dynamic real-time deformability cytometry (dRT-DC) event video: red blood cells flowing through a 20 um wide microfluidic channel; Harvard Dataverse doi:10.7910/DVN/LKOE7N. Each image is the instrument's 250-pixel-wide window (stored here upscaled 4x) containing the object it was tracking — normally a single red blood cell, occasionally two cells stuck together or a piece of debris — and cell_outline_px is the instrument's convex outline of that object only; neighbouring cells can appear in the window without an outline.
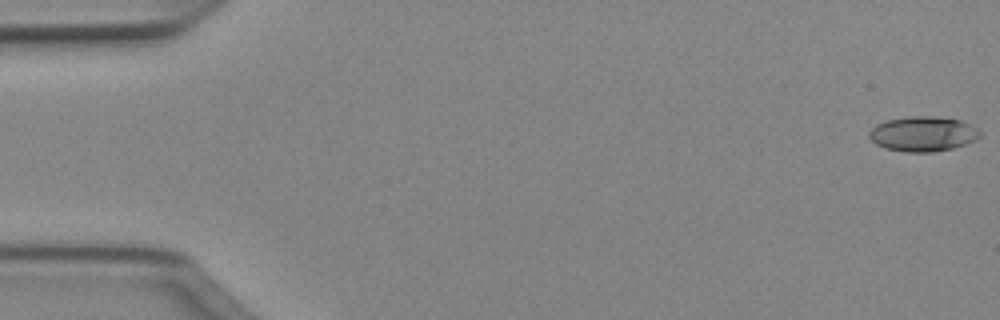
{"species": "Egyptian fruit bat (a non-hibernating species)", "species_latin": "Rousettus aegyptiacus", "temperature_condition": "cold", "stored_images_in_passage": 50, "camera_frame_rate_fps": 3000, "um_per_image_px": 0.085, "animal": {"sex": "female"}, "frame": {"image": 1, "passage_image": 1, "time_ms": 0.0, "image_size_px": [1000, 320], "cell_outline_px": [[980, 136], [976, 140], [952, 148], [932, 152], [904, 152], [884, 148], [876, 144], [868, 136], [868, 132], [876, 124], [888, 120], [912, 116], [932, 116], [960, 120], [968, 124], [980, 132]], "centroid_in_image_um": [78.41, 11.39], "position_along_channel_um": 6.6, "area_um2": 22.37}}
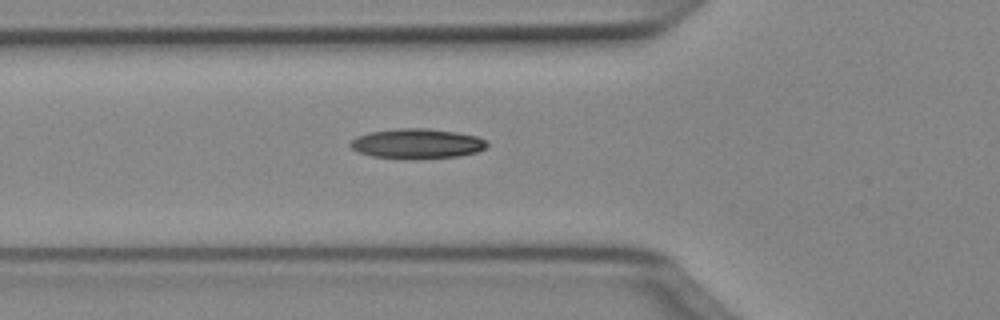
{"frame": {"image": 2, "passage_image": 18, "time_ms": 5.667, "image_size_px": [1000, 320], "cell_outline_px": [[488, 144], [484, 148], [476, 152], [460, 156], [416, 160], [412, 160], [372, 156], [356, 152], [348, 144], [356, 136], [368, 132], [396, 128], [428, 128], [456, 132], [476, 136], [484, 140]], "centroid_in_image_um": [35.39, 12.22], "position_along_channel_um": 90.4, "area_um2": 24.22}}
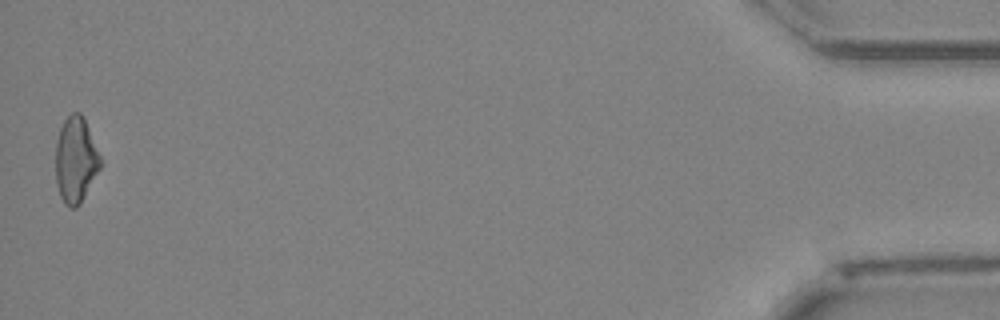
{"frame": {"image": 3, "passage_image": 50, "time_ms": 16.333, "image_size_px": [1000, 320], "cell_outline_px": [[100, 168], [80, 204], [76, 208], [68, 208], [64, 204], [60, 196], [56, 184], [56, 140], [60, 128], [64, 120], [72, 112], [80, 112], [84, 116], [100, 156]], "centroid_in_image_um": [6.42, 13.59], "position_along_channel_um": 428.8, "area_um2": 22.43}, "authors_computed_cell_mechanics": {"area_um2": 22.253, "velocity_mm_per_s": 4.0558, "shape_relaxation_time_tau1_ms": 7.1288, "shape_relaxation_time_tau2_ms": 4.2872, "deformation_change_tau1": 0.1754, "deformation_change_tau2": 0.1157}}